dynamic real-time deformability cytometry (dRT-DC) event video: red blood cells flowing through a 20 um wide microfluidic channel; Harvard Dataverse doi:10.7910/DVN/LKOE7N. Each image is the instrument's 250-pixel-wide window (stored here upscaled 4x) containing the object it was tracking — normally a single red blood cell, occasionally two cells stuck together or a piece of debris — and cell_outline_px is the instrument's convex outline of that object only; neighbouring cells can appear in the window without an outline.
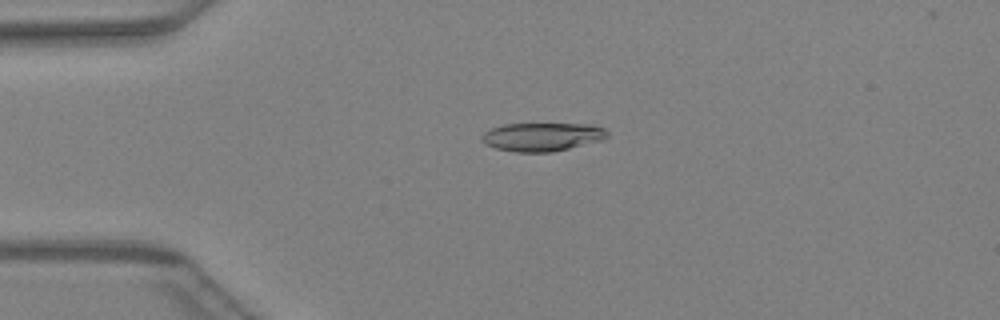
{"species": "Egyptian fruit bat (a non-hibernating species)", "species_latin": "Rousettus aegyptiacus", "temperature_condition": "warm", "stored_images_in_passage": 42, "camera_frame_rate_fps": 3000, "um_per_image_px": 0.085, "animal": {"sex": "female"}, "frame": {"image": 1, "passage_image": 7, "time_ms": 2.0, "image_size_px": [1000, 320], "cell_outline_px": [[608, 136], [600, 140], [552, 152], [516, 152], [496, 148], [484, 144], [480, 140], [480, 136], [484, 132], [492, 128], [504, 124], [592, 124], [604, 128], [608, 132]], "centroid_in_image_um": [46.04, 11.62], "position_along_channel_um": 39.0, "area_um2": 20.75}}
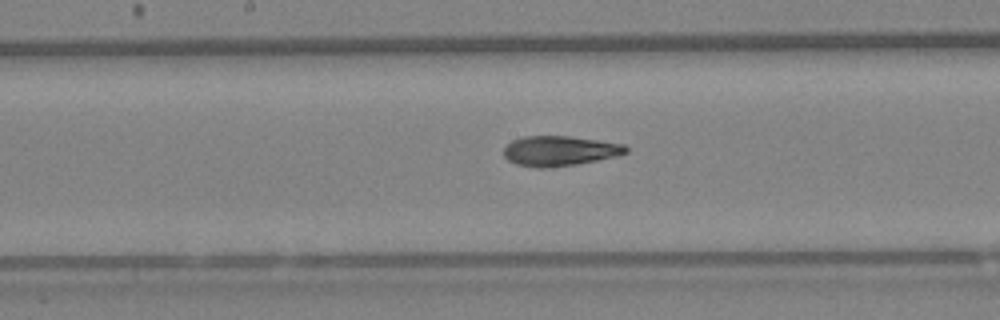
{"frame": {"image": 2, "passage_image": 20, "time_ms": 6.333, "image_size_px": [1000, 320], "cell_outline_px": [[628, 152], [616, 156], [576, 164], [544, 168], [536, 168], [516, 164], [508, 160], [504, 156], [504, 148], [512, 140], [524, 136], [568, 136], [624, 144], [628, 148]], "centroid_in_image_um": [47.54, 12.82], "position_along_channel_um": 200.7, "area_um2": 21.21}}
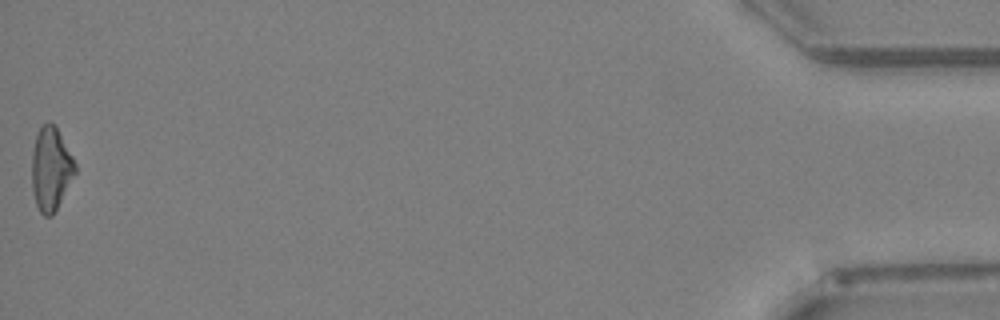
{"frame": {"image": 3, "passage_image": 42, "time_ms": 13.667, "image_size_px": [1000, 320], "cell_outline_px": [[76, 172], [52, 216], [44, 216], [40, 212], [36, 204], [32, 188], [32, 152], [36, 136], [40, 128], [48, 120], [56, 128], [72, 156], [76, 164]], "centroid_in_image_um": [4.31, 14.37], "position_along_channel_um": 430.9, "area_um2": 20.63}}